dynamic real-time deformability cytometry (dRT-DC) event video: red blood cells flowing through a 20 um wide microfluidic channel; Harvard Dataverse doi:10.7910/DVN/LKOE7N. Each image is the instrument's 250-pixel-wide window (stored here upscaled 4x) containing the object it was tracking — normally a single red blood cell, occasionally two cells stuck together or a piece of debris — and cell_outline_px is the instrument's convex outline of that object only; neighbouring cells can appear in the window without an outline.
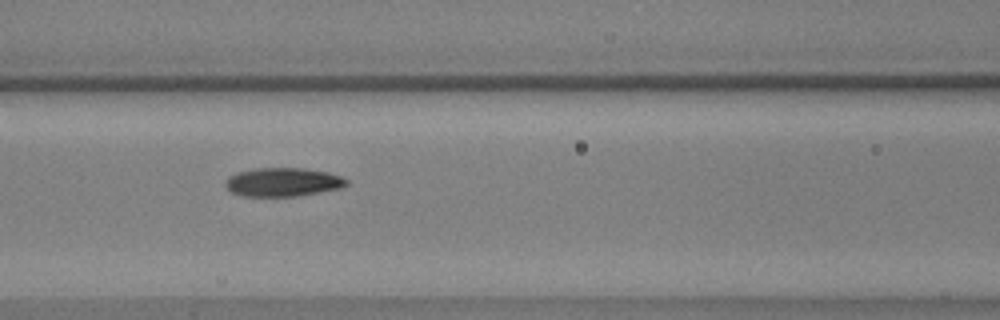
{"species": "common noctule bat (a hibernating species)", "species_latin": "Nyctalus noctula", "temperature_condition": "warm", "stored_images_in_passage": 41, "camera_frame_rate_fps": 3000, "um_per_image_px": 0.085, "animal": {"sex": "male", "body_mass_g": 17.9, "forearm_length_mm": 54.2}, "frame": {"image": 1, "passage_image": 9, "time_ms": 2.667, "image_size_px": [1000, 320], "cell_outline_px": [[348, 184], [344, 188], [296, 196], [244, 196], [232, 192], [224, 184], [228, 176], [240, 172], [256, 168], [304, 168], [328, 172], [344, 176], [348, 180]], "centroid_in_image_um": [24.12, 15.47], "position_along_channel_um": 142.5, "area_um2": 20.35}}
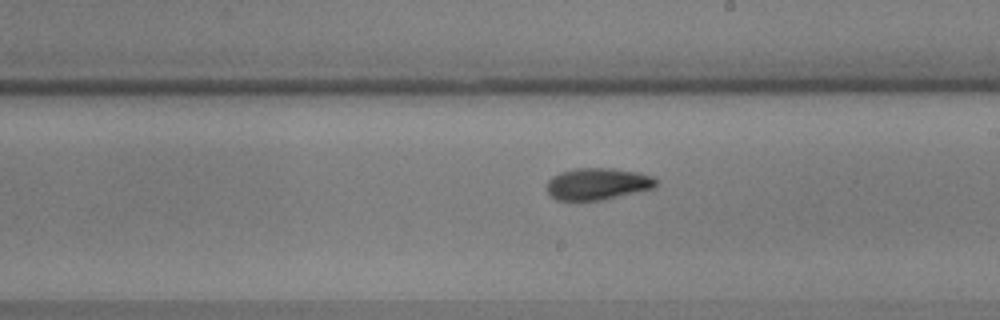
{"frame": {"image": 2, "passage_image": 17, "time_ms": 5.333, "image_size_px": [1000, 320], "cell_outline_px": [[660, 184], [656, 188], [604, 200], [556, 200], [548, 192], [548, 180], [552, 176], [560, 172], [576, 168], [612, 168], [640, 172], [652, 176], [660, 180]], "centroid_in_image_um": [50.89, 15.62], "position_along_channel_um": 238.1, "area_um2": 20.63}}
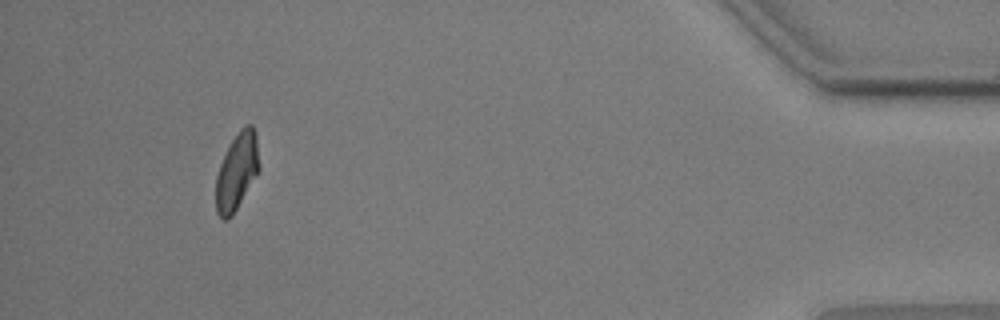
{"frame": {"image": 3, "passage_image": 37, "time_ms": 12.0, "image_size_px": [1000, 320], "cell_outline_px": [[260, 168], [232, 216], [228, 220], [224, 220], [216, 212], [216, 176], [220, 164], [232, 140], [240, 128], [244, 124], [252, 124], [256, 132], [260, 164]], "centroid_in_image_um": [20.14, 14.55], "position_along_channel_um": 415.1, "area_um2": 19.36}, "authors_computed_cell_mechanics": {"area_um2": 20.1144, "velocity_mm_per_s": 3.6036, "shape_relaxation_time_tau1_ms": 6.4989, "shape_relaxation_time_tau2_ms": 4.2613, "deformation_change_tau1": 0.1696, "deformation_change_tau2": 0.0935}}